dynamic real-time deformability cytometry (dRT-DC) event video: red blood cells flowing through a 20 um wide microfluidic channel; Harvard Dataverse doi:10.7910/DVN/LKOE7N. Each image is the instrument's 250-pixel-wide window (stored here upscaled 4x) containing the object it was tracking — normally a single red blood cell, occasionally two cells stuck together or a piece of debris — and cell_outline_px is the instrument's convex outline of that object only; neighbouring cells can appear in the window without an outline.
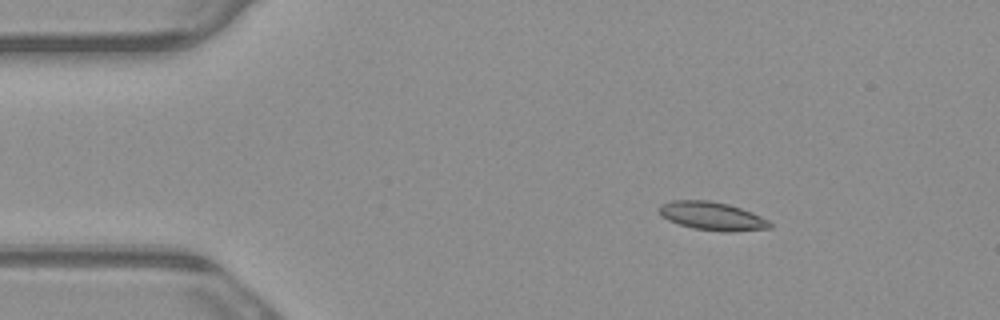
{"species": "common noctule bat (a hibernating species)", "species_latin": "Nyctalus noctula", "temperature_condition": "warm", "stored_images_in_passage": 5, "camera_frame_rate_fps": 3000, "um_per_image_px": 0.085, "animal": {"sex": "male", "body_mass_g": 23.1, "forearm_length_mm": 52.7}, "frame": {"image": 1, "passage_image": 3, "time_ms": 0.667, "image_size_px": [1000, 320], "cell_outline_px": [[772, 228], [732, 232], [720, 232], [692, 228], [668, 220], [660, 216], [656, 208], [660, 204], [672, 200], [708, 200], [728, 204], [752, 212], [768, 220], [772, 224]], "centroid_in_image_um": [60.5, 18.37], "position_along_channel_um": 24.5, "area_um2": 18.55}}
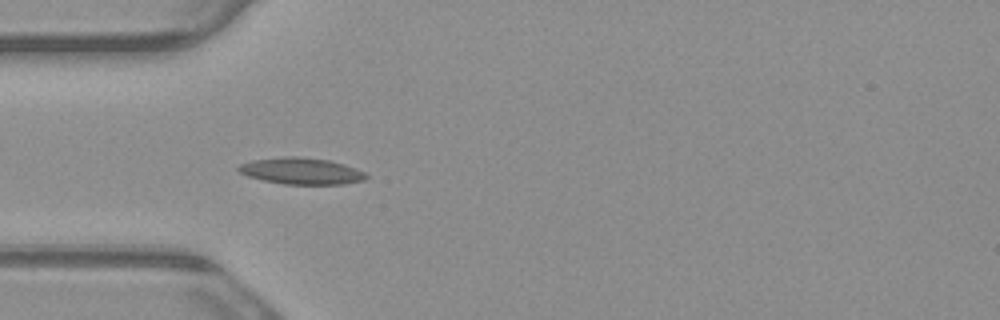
{"frame": {"image": 2, "passage_image": 5, "time_ms": 1.333, "image_size_px": [1000, 320], "cell_outline_px": [[368, 176], [364, 180], [344, 184], [284, 184], [264, 180], [248, 176], [240, 172], [236, 168], [240, 164], [252, 160], [284, 156], [296, 156], [328, 160], [344, 164], [356, 168], [364, 172]], "centroid_in_image_um": [25.61, 14.53], "position_along_channel_um": 59.4, "area_um2": 19.65}}